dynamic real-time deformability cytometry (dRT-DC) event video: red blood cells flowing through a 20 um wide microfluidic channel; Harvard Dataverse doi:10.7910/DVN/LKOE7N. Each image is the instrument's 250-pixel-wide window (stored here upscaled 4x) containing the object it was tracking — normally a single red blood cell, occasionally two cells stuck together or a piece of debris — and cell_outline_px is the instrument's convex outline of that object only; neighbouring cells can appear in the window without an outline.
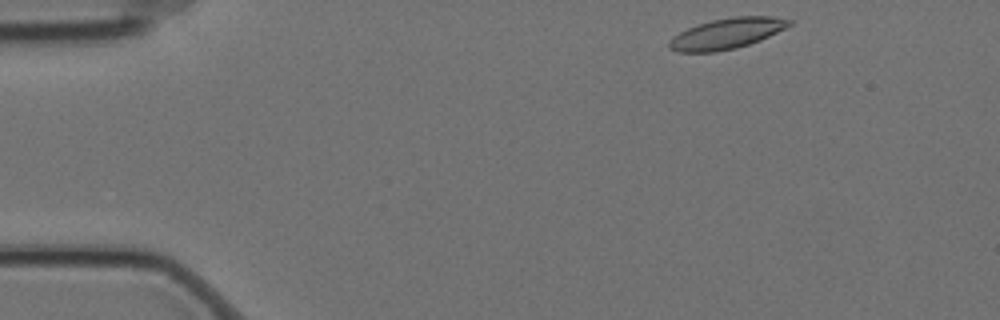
{"species": "Egyptian fruit bat (a non-hibernating species)", "species_latin": "Rousettus aegyptiacus", "temperature_condition": "cold", "stored_images_in_passage": 3, "camera_frame_rate_fps": 3000, "um_per_image_px": 0.085, "animal": {"sex": "female"}, "frame": {"image": 1, "passage_image": 1, "time_ms": 0.0, "image_size_px": [1000, 320], "cell_outline_px": [[792, 24], [760, 40], [736, 48], [716, 52], [676, 52], [668, 48], [668, 44], [672, 36], [688, 28], [712, 20], [736, 16], [772, 16], [792, 20]], "centroid_in_image_um": [61.75, 2.86], "position_along_channel_um": 23.3, "area_um2": 21.27}}